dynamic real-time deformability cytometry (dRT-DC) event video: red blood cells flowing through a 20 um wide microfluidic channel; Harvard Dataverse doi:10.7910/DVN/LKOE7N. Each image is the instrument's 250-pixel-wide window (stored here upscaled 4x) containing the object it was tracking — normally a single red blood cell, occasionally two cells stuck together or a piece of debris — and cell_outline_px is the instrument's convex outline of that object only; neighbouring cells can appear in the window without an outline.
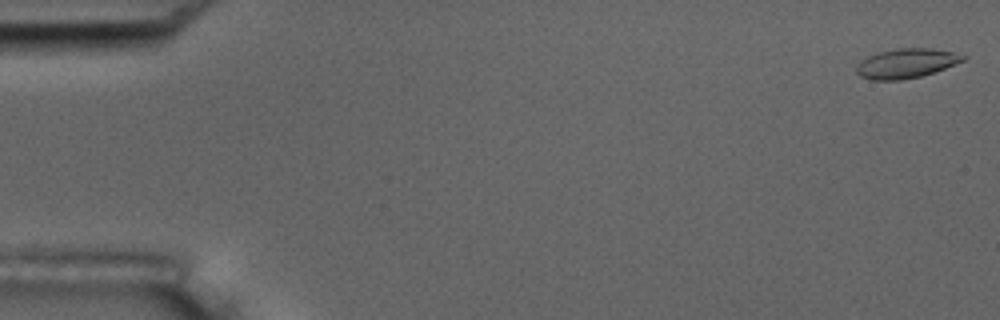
{"species": "common noctule bat (a hibernating species)", "species_latin": "Nyctalus noctula", "temperature_condition": "room temperature", "stored_images_in_passage": 6, "camera_frame_rate_fps": 3000, "um_per_image_px": 0.085, "animal": {"sex": "male", "body_mass_g": 17.5, "forearm_length_mm": 52.3}, "frame": {"image": 1, "passage_image": 1, "time_ms": 0.0, "image_size_px": [1000, 320], "cell_outline_px": [[968, 56], [964, 60], [944, 68], [920, 76], [900, 80], [872, 80], [860, 76], [856, 72], [856, 64], [860, 60], [868, 56], [880, 52], [896, 48], [932, 48], [952, 52]], "centroid_in_image_um": [76.99, 5.38], "position_along_channel_um": 8.0, "area_um2": 18.21}}
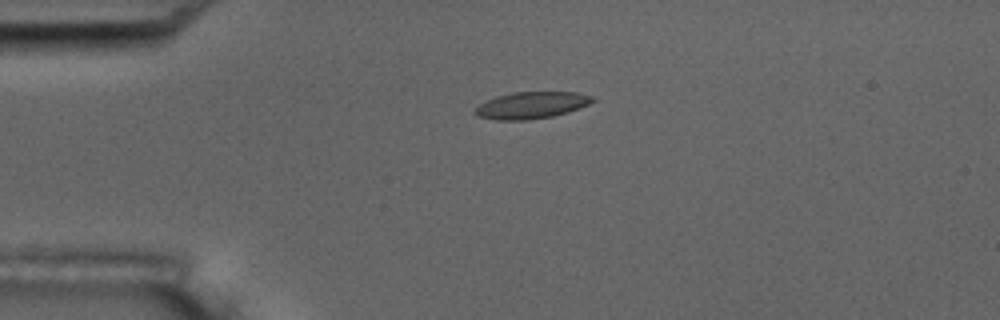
{"frame": {"image": 2, "passage_image": 4, "time_ms": 4.0, "image_size_px": [1000, 320], "cell_outline_px": [[596, 100], [580, 108], [568, 112], [552, 116], [528, 120], [496, 120], [476, 116], [472, 112], [480, 104], [496, 96], [512, 92], [576, 92], [592, 96]], "centroid_in_image_um": [45.16, 8.95], "position_along_channel_um": 39.8, "area_um2": 18.38}}